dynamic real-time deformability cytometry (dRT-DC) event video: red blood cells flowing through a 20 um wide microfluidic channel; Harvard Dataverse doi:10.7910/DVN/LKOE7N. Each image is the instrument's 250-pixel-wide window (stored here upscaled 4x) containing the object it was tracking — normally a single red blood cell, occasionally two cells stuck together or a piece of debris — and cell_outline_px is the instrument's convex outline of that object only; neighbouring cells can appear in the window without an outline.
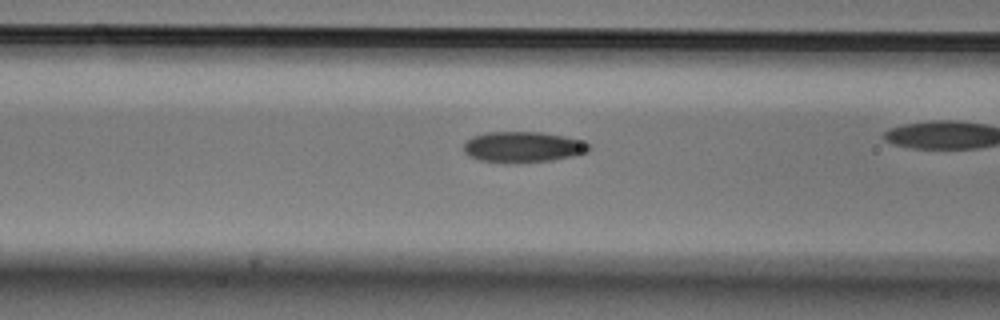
{"species": "Egyptian fruit bat (a non-hibernating species)", "species_latin": "Rousettus aegyptiacus", "temperature_condition": "cold", "stored_images_in_passage": 29, "camera_frame_rate_fps": 3000, "um_per_image_px": 0.085, "animal": {"sex": "male"}, "frame": {"image": 1, "passage_image": 9, "time_ms": 2.667, "image_size_px": [1000, 320], "cell_outline_px": [[592, 148], [588, 152], [572, 156], [552, 160], [504, 164], [480, 160], [464, 152], [464, 144], [472, 136], [488, 132], [540, 132], [564, 136], [580, 140], [588, 144]], "centroid_in_image_um": [44.45, 12.5], "position_along_channel_um": 122.1, "area_um2": 22.48}}
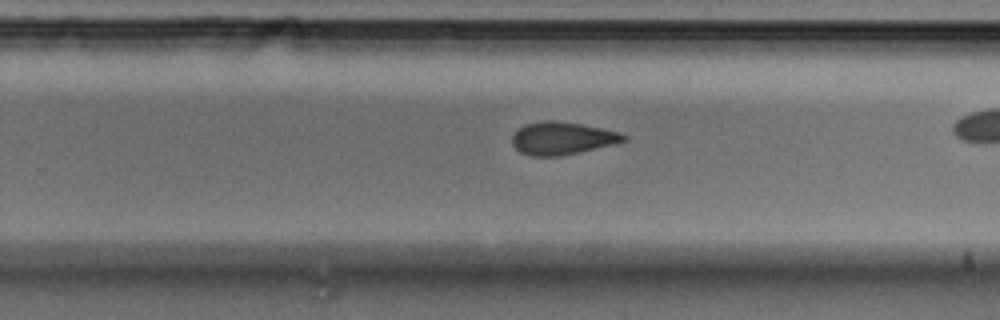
{"frame": {"image": 2, "passage_image": 21, "time_ms": 6.667, "image_size_px": [1000, 320], "cell_outline_px": [[628, 140], [616, 144], [560, 156], [532, 156], [520, 152], [512, 144], [512, 136], [524, 124], [544, 120], [552, 120], [580, 124], [620, 132], [628, 136]], "centroid_in_image_um": [47.81, 11.76], "position_along_channel_um": 282.0, "area_um2": 21.21}}